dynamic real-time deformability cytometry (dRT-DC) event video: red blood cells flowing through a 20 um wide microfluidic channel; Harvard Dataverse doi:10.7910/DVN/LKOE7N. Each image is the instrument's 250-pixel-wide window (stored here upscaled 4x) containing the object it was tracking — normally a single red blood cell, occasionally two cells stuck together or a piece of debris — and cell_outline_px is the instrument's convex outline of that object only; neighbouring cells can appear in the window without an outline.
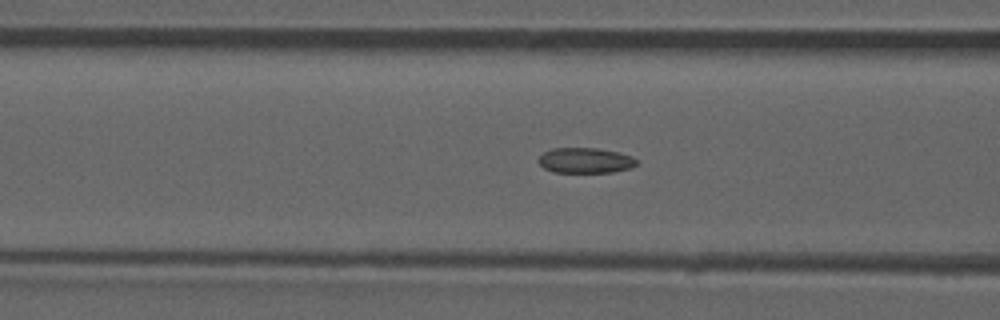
{"species": "common noctule bat (a hibernating species)", "species_latin": "Nyctalus noctula", "temperature_condition": "room temperature", "stored_images_in_passage": 47, "camera_frame_rate_fps": 3000, "um_per_image_px": 0.085, "animal": {"sex": "male", "forearm_length_mm": 52.5}, "frame": {"image": 1, "passage_image": 21, "time_ms": 6.667, "image_size_px": [1000, 320], "cell_outline_px": [[640, 160], [636, 164], [628, 168], [612, 172], [552, 172], [544, 168], [536, 160], [544, 152], [552, 148], [596, 148], [616, 152], [632, 156]], "centroid_in_image_um": [49.73, 13.63], "position_along_channel_um": 116.9, "area_um2": 14.45}, "authors_computed_cell_mechanics": {"area_um2": 14.8546, "velocity_mm_per_s": 3.9042, "shape_relaxation_time_tau1_ms": null, "shape_relaxation_time_tau2_ms": 2.4481, "deformation_change_tau1": null, "deformation_change_tau2": 0.0775}}